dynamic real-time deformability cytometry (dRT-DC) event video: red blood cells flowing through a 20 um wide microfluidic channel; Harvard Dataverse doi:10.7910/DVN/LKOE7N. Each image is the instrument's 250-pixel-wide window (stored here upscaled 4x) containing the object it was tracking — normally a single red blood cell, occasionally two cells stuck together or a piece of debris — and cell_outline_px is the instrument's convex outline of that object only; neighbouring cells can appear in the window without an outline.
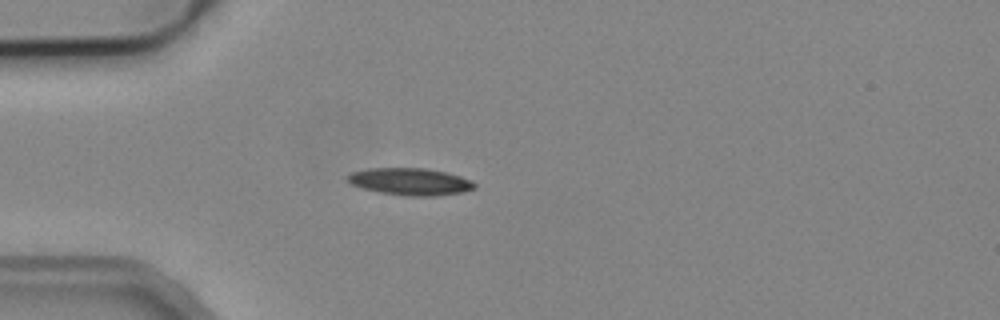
{"species": "common noctule bat (a hibernating species)", "species_latin": "Nyctalus noctula", "temperature_condition": "cold", "stored_images_in_passage": 4, "camera_frame_rate_fps": 3000, "um_per_image_px": 0.085, "animal": {"sex": "male", "body_mass_g": 19.2, "forearm_length_mm": 51.8}, "frame": {"image": 1, "passage_image": 4, "time_ms": 4.0, "image_size_px": [1000, 320], "cell_outline_px": [[476, 188], [460, 192], [432, 196], [412, 196], [380, 192], [364, 188], [352, 184], [348, 180], [348, 176], [352, 172], [368, 168], [424, 168], [444, 172], [460, 176], [476, 184]], "centroid_in_image_um": [34.86, 15.43], "position_along_channel_um": 50.1, "area_um2": 19.59}}